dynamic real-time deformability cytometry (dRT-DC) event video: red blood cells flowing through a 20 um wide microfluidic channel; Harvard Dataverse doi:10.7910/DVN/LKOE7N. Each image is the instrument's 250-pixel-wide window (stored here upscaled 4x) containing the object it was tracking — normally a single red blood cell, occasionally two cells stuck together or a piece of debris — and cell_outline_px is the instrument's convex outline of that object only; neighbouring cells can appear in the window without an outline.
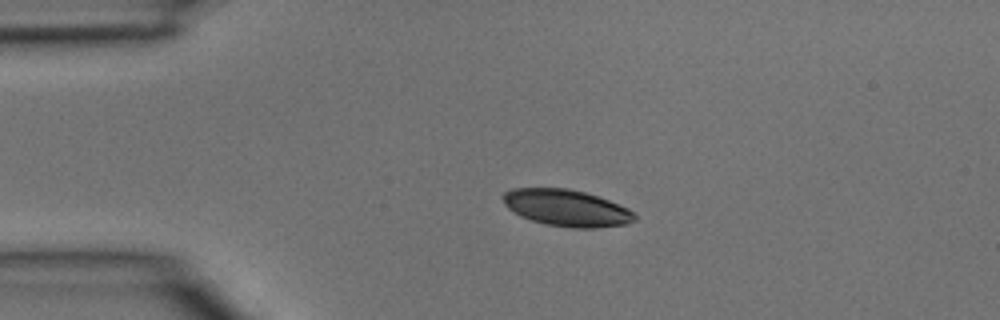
{"species": "common noctule bat (a hibernating species)", "species_latin": "Nyctalus noctula", "temperature_condition": "room temperature", "stored_images_in_passage": 4, "camera_frame_rate_fps": 3000, "um_per_image_px": 0.085, "animal": {"sex": "male", "body_mass_g": 15.6}, "frame": {"image": 1, "passage_image": 2, "time_ms": 0.333, "image_size_px": [1000, 320], "cell_outline_px": [[636, 220], [624, 224], [596, 228], [572, 228], [548, 224], [532, 220], [520, 216], [508, 208], [504, 204], [500, 196], [504, 192], [512, 188], [568, 188], [584, 192], [608, 200], [628, 208], [636, 216]], "centroid_in_image_um": [48.12, 17.67], "position_along_channel_um": 36.9, "area_um2": 28.03}}
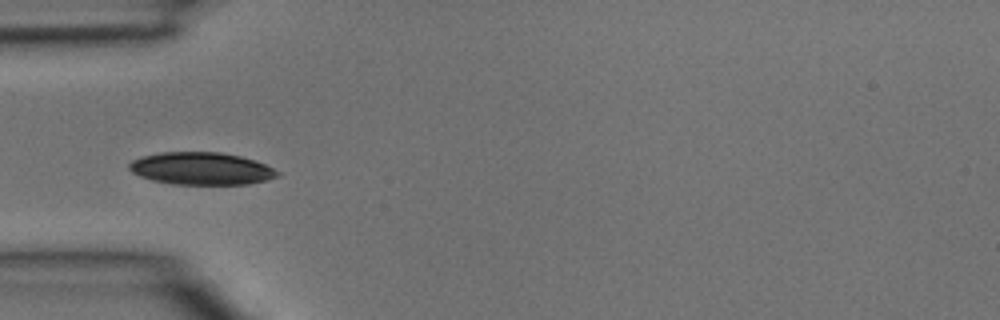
{"frame": {"image": 2, "passage_image": 3, "time_ms": 0.667, "image_size_px": [1000, 320], "cell_outline_px": [[280, 176], [268, 180], [248, 184], [172, 184], [152, 180], [140, 176], [132, 172], [128, 168], [128, 164], [132, 160], [140, 156], [160, 152], [220, 152], [240, 156], [264, 164], [280, 172]], "centroid_in_image_um": [17.09, 14.33], "position_along_channel_um": 67.9, "area_um2": 28.09}}